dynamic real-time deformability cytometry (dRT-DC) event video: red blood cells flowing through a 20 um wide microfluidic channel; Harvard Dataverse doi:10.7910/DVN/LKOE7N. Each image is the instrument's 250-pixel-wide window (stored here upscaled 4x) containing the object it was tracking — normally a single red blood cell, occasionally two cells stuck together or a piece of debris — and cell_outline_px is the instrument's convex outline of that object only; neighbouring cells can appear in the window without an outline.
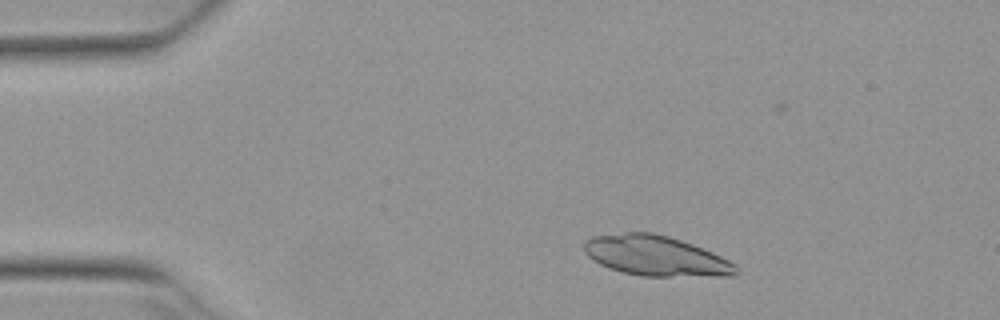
{"species": "Egyptian fruit bat (a non-hibernating species)", "species_latin": "Rousettus aegyptiacus", "temperature_condition": "warm", "stored_images_in_passage": 3, "segment_of_instrument_passage": [1, 2], "camera_frame_rate_fps": 3000, "um_per_image_px": 0.085, "animal": {"sex": "female"}, "frame": {"image": 1, "passage_image": 2, "time_ms": 0.333, "image_size_px": [1000, 320], "cell_outline_px": [[736, 276], [640, 276], [620, 272], [608, 268], [592, 260], [584, 252], [584, 240], [592, 236], [628, 232], [652, 232], [668, 236], [692, 244], [712, 252], [736, 264]], "centroid_in_image_um": [55.7, 21.75], "position_along_channel_um": 29.3, "area_um2": 35.66}}